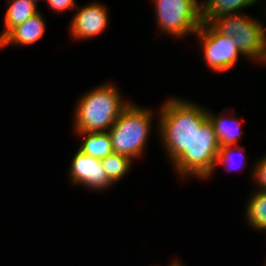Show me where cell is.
<instances>
[{"label": "cell", "instance_id": "ac0fdd59", "mask_svg": "<svg viewBox=\"0 0 266 266\" xmlns=\"http://www.w3.org/2000/svg\"><path fill=\"white\" fill-rule=\"evenodd\" d=\"M253 177L259 185V191H266V156L257 161Z\"/></svg>", "mask_w": 266, "mask_h": 266}, {"label": "cell", "instance_id": "ba28073f", "mask_svg": "<svg viewBox=\"0 0 266 266\" xmlns=\"http://www.w3.org/2000/svg\"><path fill=\"white\" fill-rule=\"evenodd\" d=\"M69 177L73 184H83L90 189H107L112 183L109 181L100 159L77 151L70 169Z\"/></svg>", "mask_w": 266, "mask_h": 266}, {"label": "cell", "instance_id": "7a4b0ae2", "mask_svg": "<svg viewBox=\"0 0 266 266\" xmlns=\"http://www.w3.org/2000/svg\"><path fill=\"white\" fill-rule=\"evenodd\" d=\"M75 108L76 132H105L130 104L112 84H103L80 98Z\"/></svg>", "mask_w": 266, "mask_h": 266}, {"label": "cell", "instance_id": "9c48e42d", "mask_svg": "<svg viewBox=\"0 0 266 266\" xmlns=\"http://www.w3.org/2000/svg\"><path fill=\"white\" fill-rule=\"evenodd\" d=\"M108 24L105 6L93 3L79 9L70 24L71 35L76 39H87L103 33Z\"/></svg>", "mask_w": 266, "mask_h": 266}, {"label": "cell", "instance_id": "52a82bcc", "mask_svg": "<svg viewBox=\"0 0 266 266\" xmlns=\"http://www.w3.org/2000/svg\"><path fill=\"white\" fill-rule=\"evenodd\" d=\"M203 47L205 63L212 71L223 72L232 68L243 55L232 37L221 34L210 22H203L195 33Z\"/></svg>", "mask_w": 266, "mask_h": 266}, {"label": "cell", "instance_id": "d6986e66", "mask_svg": "<svg viewBox=\"0 0 266 266\" xmlns=\"http://www.w3.org/2000/svg\"><path fill=\"white\" fill-rule=\"evenodd\" d=\"M50 8L56 12H64L65 10L73 9L78 6L75 0H46Z\"/></svg>", "mask_w": 266, "mask_h": 266}, {"label": "cell", "instance_id": "2e32d148", "mask_svg": "<svg viewBox=\"0 0 266 266\" xmlns=\"http://www.w3.org/2000/svg\"><path fill=\"white\" fill-rule=\"evenodd\" d=\"M101 162L112 184L119 181L131 168L130 158L114 152L101 159Z\"/></svg>", "mask_w": 266, "mask_h": 266}, {"label": "cell", "instance_id": "ffe728a7", "mask_svg": "<svg viewBox=\"0 0 266 266\" xmlns=\"http://www.w3.org/2000/svg\"><path fill=\"white\" fill-rule=\"evenodd\" d=\"M30 1L33 3V5H34L35 7H37L36 2L39 1V0H30Z\"/></svg>", "mask_w": 266, "mask_h": 266}, {"label": "cell", "instance_id": "5bb4252c", "mask_svg": "<svg viewBox=\"0 0 266 266\" xmlns=\"http://www.w3.org/2000/svg\"><path fill=\"white\" fill-rule=\"evenodd\" d=\"M203 22H210L213 18L228 13H237L240 9L254 5L258 0H209L203 1Z\"/></svg>", "mask_w": 266, "mask_h": 266}, {"label": "cell", "instance_id": "6da1fadb", "mask_svg": "<svg viewBox=\"0 0 266 266\" xmlns=\"http://www.w3.org/2000/svg\"><path fill=\"white\" fill-rule=\"evenodd\" d=\"M159 132L172 163L191 146L195 128L208 118L207 110L182 99L171 98L160 109Z\"/></svg>", "mask_w": 266, "mask_h": 266}, {"label": "cell", "instance_id": "44dd1931", "mask_svg": "<svg viewBox=\"0 0 266 266\" xmlns=\"http://www.w3.org/2000/svg\"><path fill=\"white\" fill-rule=\"evenodd\" d=\"M178 262L174 261L170 266H176Z\"/></svg>", "mask_w": 266, "mask_h": 266}, {"label": "cell", "instance_id": "e0dca14e", "mask_svg": "<svg viewBox=\"0 0 266 266\" xmlns=\"http://www.w3.org/2000/svg\"><path fill=\"white\" fill-rule=\"evenodd\" d=\"M240 148V149H239ZM234 149H236V151L238 150V153L240 154L239 157L241 156L240 159H244L245 158V153L244 152V149L242 147H238L237 145L236 146H224V147H220V150L218 152V156H217V161H216V166L218 164H223L224 167L228 170V171H232L233 169H236V166L235 167H230V161H231V158H232V154L234 153ZM239 163H242L240 160H239ZM240 166V165H239Z\"/></svg>", "mask_w": 266, "mask_h": 266}, {"label": "cell", "instance_id": "277c9868", "mask_svg": "<svg viewBox=\"0 0 266 266\" xmlns=\"http://www.w3.org/2000/svg\"><path fill=\"white\" fill-rule=\"evenodd\" d=\"M219 150L214 126L207 118L199 128H195L191 146L173 162V166L181 177L189 174L200 179L208 178L216 167Z\"/></svg>", "mask_w": 266, "mask_h": 266}, {"label": "cell", "instance_id": "3957f363", "mask_svg": "<svg viewBox=\"0 0 266 266\" xmlns=\"http://www.w3.org/2000/svg\"><path fill=\"white\" fill-rule=\"evenodd\" d=\"M130 103L108 133L114 153L130 159L142 155L151 131L152 113Z\"/></svg>", "mask_w": 266, "mask_h": 266}, {"label": "cell", "instance_id": "8992f818", "mask_svg": "<svg viewBox=\"0 0 266 266\" xmlns=\"http://www.w3.org/2000/svg\"><path fill=\"white\" fill-rule=\"evenodd\" d=\"M159 29L172 36L195 34L203 24V2L197 0H154Z\"/></svg>", "mask_w": 266, "mask_h": 266}, {"label": "cell", "instance_id": "5b68a950", "mask_svg": "<svg viewBox=\"0 0 266 266\" xmlns=\"http://www.w3.org/2000/svg\"><path fill=\"white\" fill-rule=\"evenodd\" d=\"M210 23L221 34L232 37L244 56L264 63L266 59V36L264 27L259 20L237 12L215 17Z\"/></svg>", "mask_w": 266, "mask_h": 266}, {"label": "cell", "instance_id": "8fae6325", "mask_svg": "<svg viewBox=\"0 0 266 266\" xmlns=\"http://www.w3.org/2000/svg\"><path fill=\"white\" fill-rule=\"evenodd\" d=\"M209 120L212 122L219 146H236L241 138L242 130L240 123L235 118L212 115L207 112Z\"/></svg>", "mask_w": 266, "mask_h": 266}, {"label": "cell", "instance_id": "4fadbf2b", "mask_svg": "<svg viewBox=\"0 0 266 266\" xmlns=\"http://www.w3.org/2000/svg\"><path fill=\"white\" fill-rule=\"evenodd\" d=\"M77 133L81 136H86L79 148L82 153L101 160L114 152L108 131Z\"/></svg>", "mask_w": 266, "mask_h": 266}, {"label": "cell", "instance_id": "30bf717a", "mask_svg": "<svg viewBox=\"0 0 266 266\" xmlns=\"http://www.w3.org/2000/svg\"><path fill=\"white\" fill-rule=\"evenodd\" d=\"M45 20L40 12L14 27L1 41L0 48L12 44L30 45L37 42L45 32Z\"/></svg>", "mask_w": 266, "mask_h": 266}, {"label": "cell", "instance_id": "9a60e30c", "mask_svg": "<svg viewBox=\"0 0 266 266\" xmlns=\"http://www.w3.org/2000/svg\"><path fill=\"white\" fill-rule=\"evenodd\" d=\"M246 217L251 227L266 231V191H257L249 198Z\"/></svg>", "mask_w": 266, "mask_h": 266}, {"label": "cell", "instance_id": "7c38bea8", "mask_svg": "<svg viewBox=\"0 0 266 266\" xmlns=\"http://www.w3.org/2000/svg\"><path fill=\"white\" fill-rule=\"evenodd\" d=\"M9 7L5 14V29L0 35V41L16 26L33 17L39 11L30 0H8Z\"/></svg>", "mask_w": 266, "mask_h": 266}, {"label": "cell", "instance_id": "7402d4cb", "mask_svg": "<svg viewBox=\"0 0 266 266\" xmlns=\"http://www.w3.org/2000/svg\"><path fill=\"white\" fill-rule=\"evenodd\" d=\"M176 266H182V263L179 262Z\"/></svg>", "mask_w": 266, "mask_h": 266}]
</instances>
